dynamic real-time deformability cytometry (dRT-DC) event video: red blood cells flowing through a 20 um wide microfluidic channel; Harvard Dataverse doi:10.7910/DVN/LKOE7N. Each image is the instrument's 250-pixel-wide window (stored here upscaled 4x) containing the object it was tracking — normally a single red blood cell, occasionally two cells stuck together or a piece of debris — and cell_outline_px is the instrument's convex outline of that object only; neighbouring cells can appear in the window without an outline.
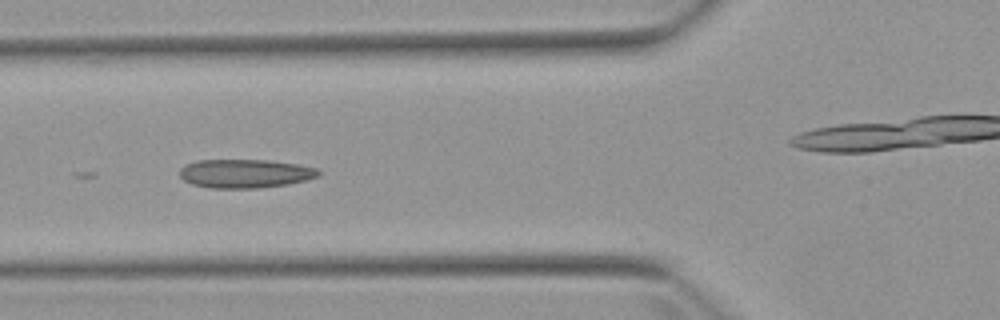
{"species": "Egyptian fruit bat (a non-hibernating species)", "species_latin": "Rousettus aegyptiacus", "temperature_condition": "warm", "stored_images_in_passage": 6, "camera_frame_rate_fps": 3000, "um_per_image_px": 0.085, "animal": {"sex": "female"}, "frame": {"image": 1, "passage_image": 4, "time_ms": 3.333, "image_size_px": [1000, 320], "cell_outline_px": [[320, 176], [308, 180], [288, 184], [260, 188], [212, 188], [192, 184], [184, 180], [180, 176], [180, 168], [184, 164], [196, 160], [268, 160], [296, 164], [316, 168], [320, 172]], "centroid_in_image_um": [20.83, 14.75], "position_along_channel_um": 105.0, "area_um2": 23.35}}